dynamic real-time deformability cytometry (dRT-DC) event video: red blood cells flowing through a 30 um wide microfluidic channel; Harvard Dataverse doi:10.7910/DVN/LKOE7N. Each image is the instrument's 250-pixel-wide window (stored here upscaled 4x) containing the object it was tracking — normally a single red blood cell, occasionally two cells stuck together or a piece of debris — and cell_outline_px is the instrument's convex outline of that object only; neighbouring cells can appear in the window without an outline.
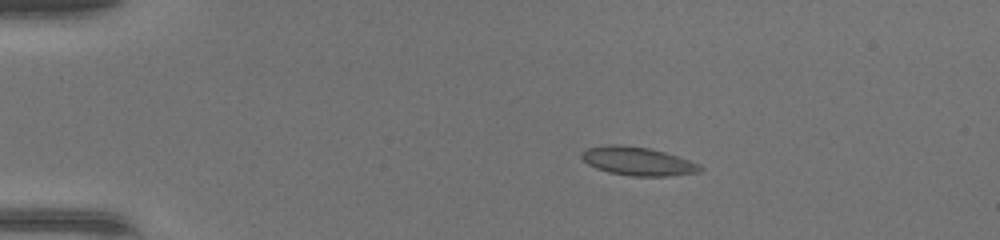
{"species": "common noctule bat (a hibernating species)", "species_latin": "Nyctalus noctula", "temperature_condition": "warm", "stored_images_in_passage": 39, "camera_frame_rate_fps": 3000, "um_per_image_px": 0.085, "animal": {"sex": "female", "body_mass_g": 17.0, "forearm_length_mm": 48.0}, "frame": {"image": 1, "passage_image": 1, "time_ms": 0.0, "image_size_px": [1000, 240], "cell_outline_px": [[704, 168], [700, 172], [668, 176], [632, 176], [608, 172], [596, 168], [588, 164], [580, 156], [588, 148], [608, 144], [620, 144], [648, 148], [664, 152], [700, 164]], "centroid_in_image_um": [54.22, 13.71], "position_along_channel_um": 30.8, "area_um2": 19.54}}
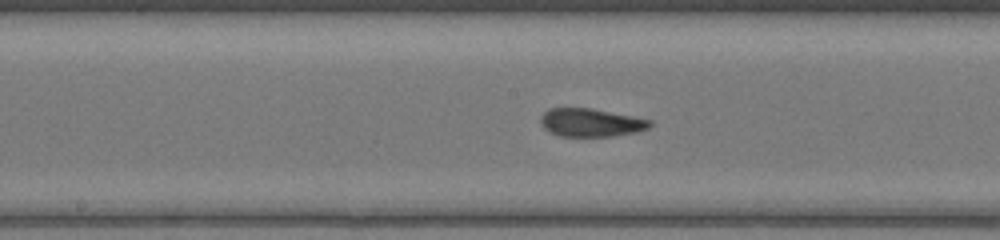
{"frame": {"image": 2, "passage_image": 17, "time_ms": 5.333, "image_size_px": [1000, 240], "cell_outline_px": [[652, 124], [648, 128], [636, 132], [612, 136], [560, 136], [548, 132], [544, 128], [540, 120], [540, 116], [548, 108], [592, 108], [652, 120]], "centroid_in_image_um": [50.2, 10.41], "position_along_channel_um": 198.0, "area_um2": 17.98}}
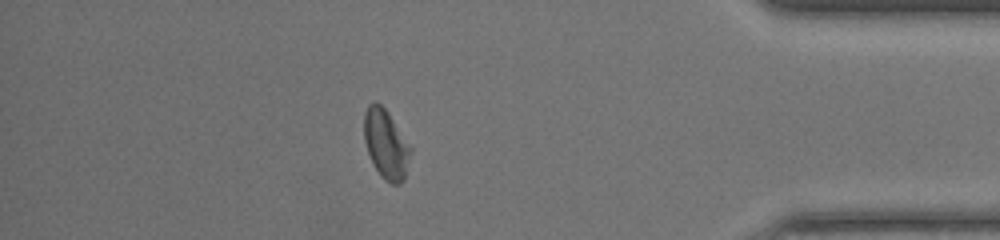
{"frame": {"image": 3, "passage_image": 33, "time_ms": 10.667, "image_size_px": [1000, 240], "cell_outline_px": [[412, 152], [404, 180], [400, 184], [392, 184], [384, 180], [380, 176], [372, 164], [364, 140], [364, 112], [368, 104], [376, 100], [388, 112], [412, 148]], "centroid_in_image_um": [32.81, 12.26], "position_along_channel_um": 402.4, "area_um2": 19.02}}